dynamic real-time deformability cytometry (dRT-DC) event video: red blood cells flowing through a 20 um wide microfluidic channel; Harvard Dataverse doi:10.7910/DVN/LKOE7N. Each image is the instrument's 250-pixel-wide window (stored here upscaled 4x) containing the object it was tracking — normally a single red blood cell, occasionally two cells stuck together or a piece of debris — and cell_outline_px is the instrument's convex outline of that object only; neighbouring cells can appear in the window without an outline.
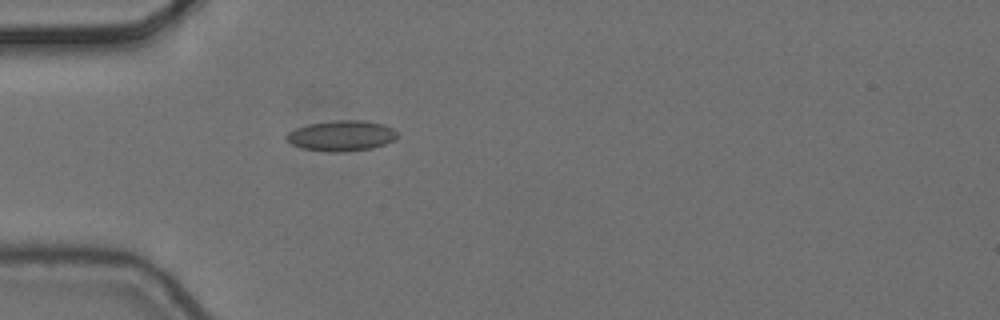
{"species": "common noctule bat (a hibernating species)", "species_latin": "Nyctalus noctula", "temperature_condition": "cold", "stored_images_in_passage": 1, "camera_frame_rate_fps": 3000, "um_per_image_px": 0.085, "animal": {"sex": "female", "body_mass_g": 24.6, "forearm_length_mm": 56.2}, "frame": {"image": 1, "passage_image": 1, "time_ms": 0.0, "image_size_px": [1000, 320], "cell_outline_px": [[400, 136], [396, 140], [372, 148], [344, 152], [328, 152], [300, 148], [292, 144], [288, 140], [288, 132], [296, 128], [308, 124], [332, 120], [360, 120], [384, 124], [400, 132]], "centroid_in_image_um": [29.09, 11.54], "position_along_channel_um": 55.9, "area_um2": 19.94}}